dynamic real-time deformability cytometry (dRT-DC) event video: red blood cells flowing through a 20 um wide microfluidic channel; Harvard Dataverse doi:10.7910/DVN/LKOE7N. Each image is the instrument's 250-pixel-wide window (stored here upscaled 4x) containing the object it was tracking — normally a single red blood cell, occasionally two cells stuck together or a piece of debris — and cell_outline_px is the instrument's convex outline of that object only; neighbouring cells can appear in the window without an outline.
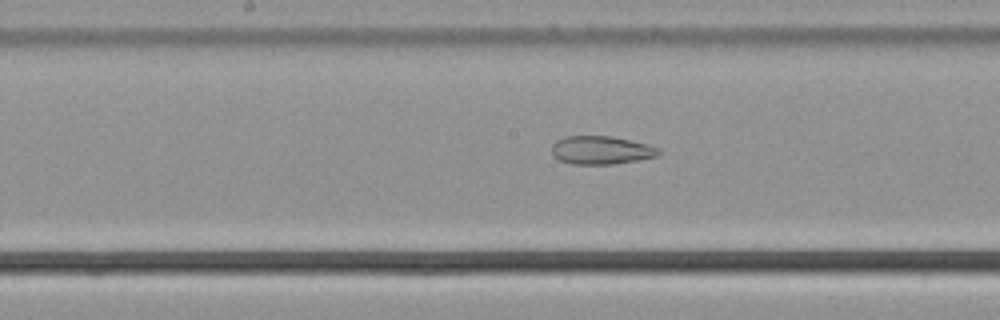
{"species": "common noctule bat (a hibernating species)", "species_latin": "Nyctalus noctula", "temperature_condition": "cold", "stored_images_in_passage": 51, "camera_frame_rate_fps": 3000, "um_per_image_px": 0.085, "animal": {"sex": "male", "body_mass_g": 21.5, "forearm_length_mm": 52.0}, "frame": {"image": 1, "passage_image": 25, "time_ms": 8.0, "image_size_px": [1000, 320], "cell_outline_px": [[660, 156], [616, 164], [572, 164], [560, 160], [552, 156], [552, 144], [556, 140], [564, 136], [608, 136], [648, 144], [660, 148]], "centroid_in_image_um": [51.1, 12.77], "position_along_channel_um": 197.1, "area_um2": 17.74}}
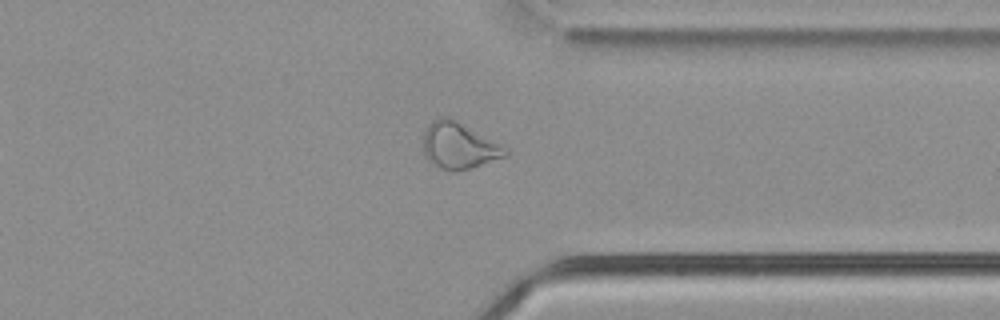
{"frame": {"image": 2, "passage_image": 39, "time_ms": 12.667, "image_size_px": [1000, 320], "cell_outline_px": [[508, 156], [456, 172], [452, 172], [436, 168], [424, 156], [424, 132], [428, 124], [432, 120], [440, 116], [448, 116], [456, 120], [496, 144], [508, 152]], "centroid_in_image_um": [38.9, 12.41], "position_along_channel_um": 372.5, "area_um2": 21.73}}
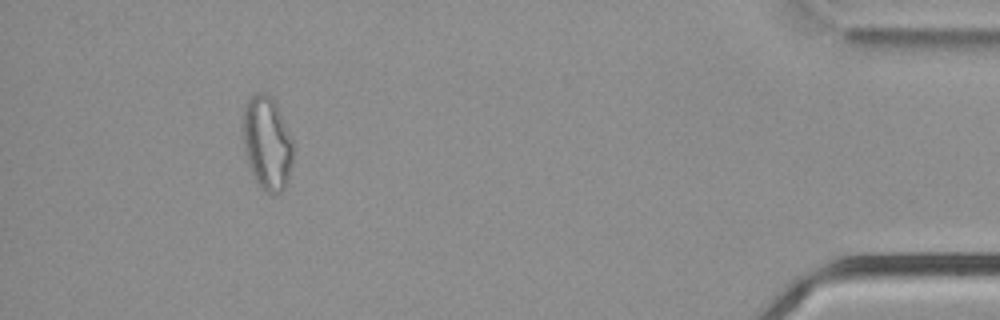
{"frame": {"image": 3, "passage_image": 47, "time_ms": 15.333, "image_size_px": [1000, 320], "cell_outline_px": [[292, 160], [288, 180], [284, 188], [280, 192], [268, 192], [256, 180], [248, 164], [244, 148], [244, 108], [248, 100], [256, 92], [264, 92], [276, 100], [292, 140]], "centroid_in_image_um": [22.71, 12.11], "position_along_channel_um": 412.5, "area_um2": 26.88}, "authors_computed_cell_mechanics": {"area_um2": 24.1604, "velocity_mm_per_s": 3.8089, "shape_relaxation_time_tau1_ms": null, "shape_relaxation_time_tau2_ms": 4.4167, "deformation_change_tau1": null, "deformation_change_tau2": 0.1229}}